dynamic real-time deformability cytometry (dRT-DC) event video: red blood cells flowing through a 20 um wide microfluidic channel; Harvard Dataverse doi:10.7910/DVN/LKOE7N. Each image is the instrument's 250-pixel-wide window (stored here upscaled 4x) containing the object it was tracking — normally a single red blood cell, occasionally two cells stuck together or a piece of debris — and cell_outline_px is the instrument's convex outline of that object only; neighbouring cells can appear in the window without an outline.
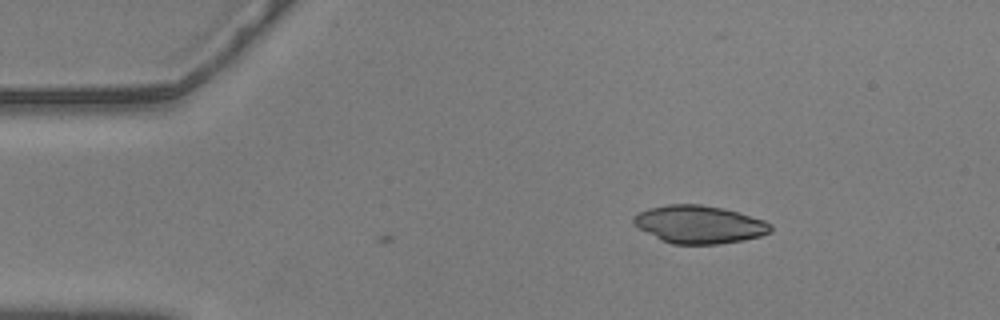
{"species": "common noctule bat (a hibernating species)", "species_latin": "Nyctalus noctula", "temperature_condition": "warm", "stored_images_in_passage": 2, "camera_frame_rate_fps": 3000, "um_per_image_px": 0.085, "animal": {"sex": "male", "body_mass_g": 20.5, "forearm_length_mm": 52.5}, "frame": {"image": 1, "passage_image": 2, "time_ms": 0.333, "image_size_px": [1000, 320], "cell_outline_px": [[772, 232], [760, 236], [744, 240], [720, 244], [672, 244], [660, 240], [632, 224], [632, 216], [648, 208], [668, 204], [700, 204], [740, 212], [764, 220], [772, 224]], "centroid_in_image_um": [59.43, 19.08], "position_along_channel_um": 25.6, "area_um2": 30.46}}